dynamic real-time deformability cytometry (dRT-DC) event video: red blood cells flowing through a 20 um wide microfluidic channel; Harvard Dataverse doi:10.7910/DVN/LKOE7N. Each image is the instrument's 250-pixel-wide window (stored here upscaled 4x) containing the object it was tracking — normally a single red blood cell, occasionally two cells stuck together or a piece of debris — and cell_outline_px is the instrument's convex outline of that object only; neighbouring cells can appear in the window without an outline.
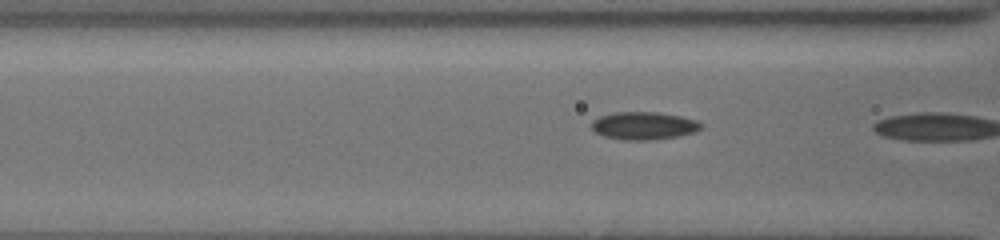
{"species": "common noctule bat (a hibernating species)", "species_latin": "Nyctalus noctula", "temperature_condition": "cold", "stored_images_in_passage": 23, "camera_frame_rate_fps": 3000, "um_per_image_px": 0.085, "animal": {"sex": "female", "body_mass_g": 19.5, "forearm_length_mm": 54.1}, "frame": {"image": 1, "passage_image": 21, "time_ms": 6.667, "image_size_px": [1000, 240], "cell_outline_px": [[700, 128], [696, 132], [676, 136], [648, 140], [624, 140], [604, 136], [596, 132], [592, 128], [592, 120], [600, 116], [616, 112], [656, 112], [680, 116], [696, 120], [700, 124]], "centroid_in_image_um": [54.69, 10.68], "position_along_channel_um": 111.9, "area_um2": 17.46}}